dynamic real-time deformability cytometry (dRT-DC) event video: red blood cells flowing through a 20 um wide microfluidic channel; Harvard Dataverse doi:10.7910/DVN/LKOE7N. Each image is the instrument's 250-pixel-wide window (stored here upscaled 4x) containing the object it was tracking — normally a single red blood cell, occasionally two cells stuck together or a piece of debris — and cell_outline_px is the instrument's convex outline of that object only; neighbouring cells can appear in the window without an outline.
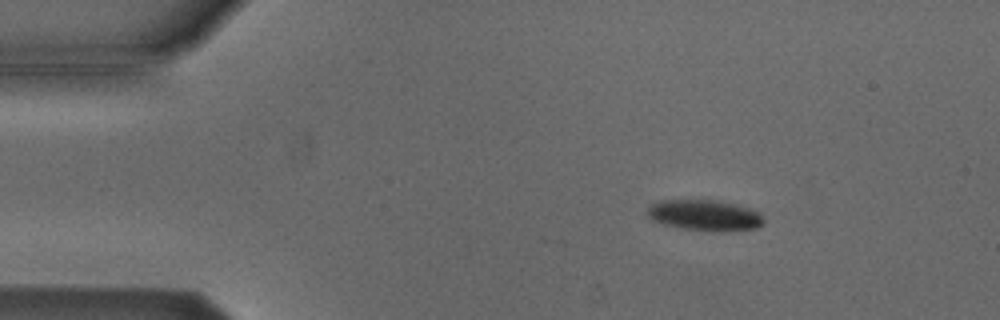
{"species": "Egyptian fruit bat (a non-hibernating species)", "species_latin": "Rousettus aegyptiacus", "temperature_condition": "cold", "stored_images_in_passage": 53, "camera_frame_rate_fps": 3000, "um_per_image_px": 0.085, "animal": {"sex": "male"}, "frame": {"image": 1, "passage_image": 8, "time_ms": 2.333, "image_size_px": [1000, 320], "cell_outline_px": [[764, 224], [756, 228], [680, 228], [664, 224], [652, 220], [644, 212], [652, 204], [660, 200], [716, 200], [736, 204], [748, 208], [756, 212], [764, 220]], "centroid_in_image_um": [59.79, 18.23], "position_along_channel_um": 25.2, "area_um2": 19.83}}
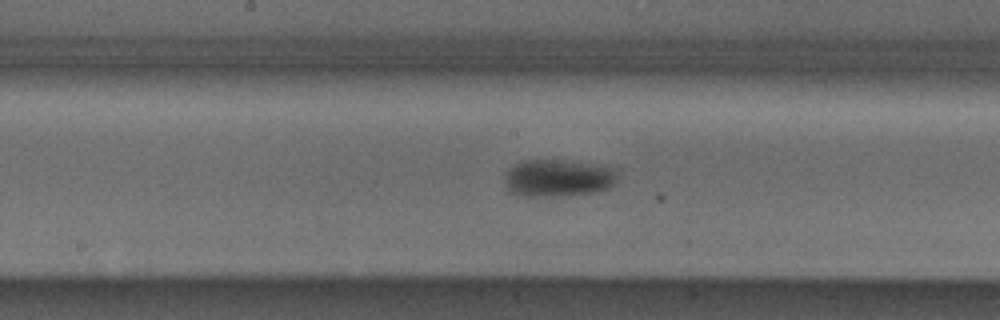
{"frame": {"image": 2, "passage_image": 27, "time_ms": 8.667, "image_size_px": [1000, 320], "cell_outline_px": [[616, 180], [608, 188], [592, 192], [564, 196], [524, 196], [508, 192], [504, 180], [504, 176], [508, 168], [524, 160], [548, 160], [612, 168], [616, 172]], "centroid_in_image_um": [47.32, 15.17], "position_along_channel_um": 200.9, "area_um2": 23.87}}
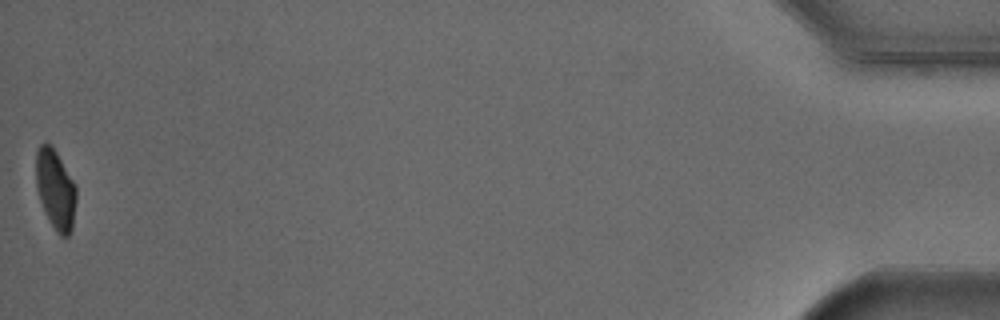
{"frame": {"image": 3, "passage_image": 53, "time_ms": 17.333, "image_size_px": [1000, 320], "cell_outline_px": [[76, 200], [72, 228], [68, 236], [60, 236], [56, 232], [40, 200], [36, 188], [36, 152], [40, 144], [44, 140], [52, 144], [76, 184]], "centroid_in_image_um": [4.72, 16.03], "position_along_channel_um": 430.5, "area_um2": 18.84}, "authors_computed_cell_mechanics": {"area_um2": 21.7906, "velocity_mm_per_s": 3.834, "shape_relaxation_time_tau1_ms": 2.8545, "shape_relaxation_time_tau2_ms": null, "deformation_change_tau1": 0.0968, "deformation_change_tau2": null}}